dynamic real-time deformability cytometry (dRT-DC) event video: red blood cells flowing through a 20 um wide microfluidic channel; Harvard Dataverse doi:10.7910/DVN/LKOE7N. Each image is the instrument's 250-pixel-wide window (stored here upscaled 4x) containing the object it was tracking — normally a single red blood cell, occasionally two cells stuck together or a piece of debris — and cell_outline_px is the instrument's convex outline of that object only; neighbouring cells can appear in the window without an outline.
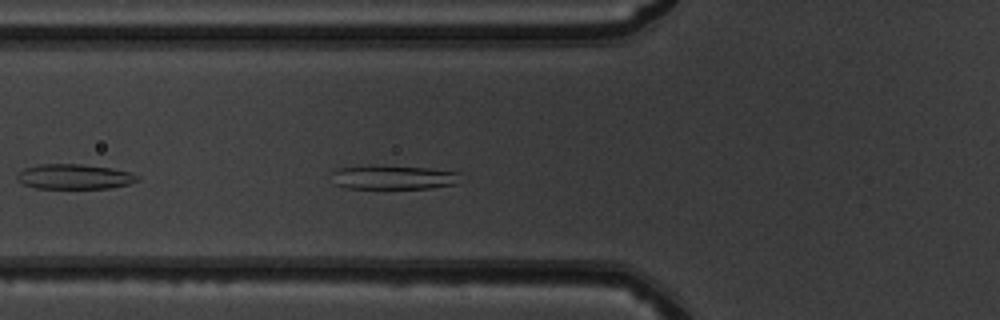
{"species": "common noctule bat (a hibernating species)", "species_latin": "Nyctalus noctula", "temperature_condition": "warm", "stored_images_in_passage": 28, "segment_of_instrument_passage": [1, 2], "camera_frame_rate_fps": 3000, "um_per_image_px": 0.085, "animal": {"sex": "male", "body_mass_g": 19.5, "forearm_length_mm": 54.6}, "frame": {"image": 1, "passage_image": 4, "time_ms": 1.0, "image_size_px": [1000, 320], "cell_outline_px": [[460, 172], [456, 184], [428, 188], [344, 188], [336, 184], [332, 172], [340, 168], [368, 164], [428, 168]], "centroid_in_image_um": [33.41, 15.05], "position_along_channel_um": 92.4, "area_um2": 18.09}}
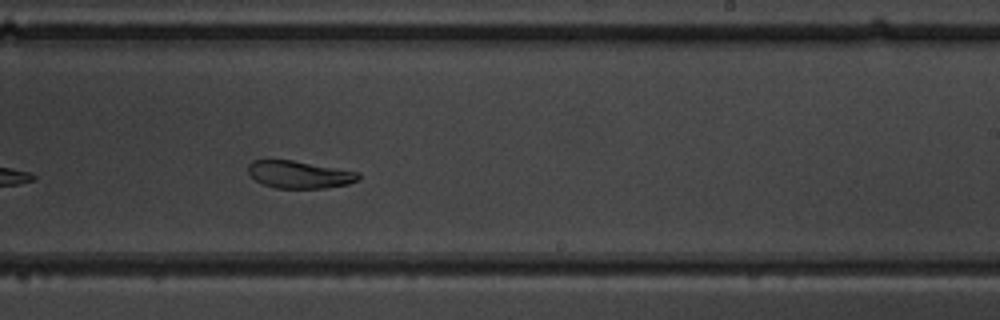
{"frame": {"image": 2, "passage_image": 17, "time_ms": 5.333, "image_size_px": [1000, 320], "cell_outline_px": [[360, 180], [348, 184], [324, 188], [276, 188], [264, 184], [256, 180], [248, 172], [248, 164], [252, 160], [292, 160], [360, 172]], "centroid_in_image_um": [25.47, 14.83], "position_along_channel_um": 263.5, "area_um2": 17.57}}
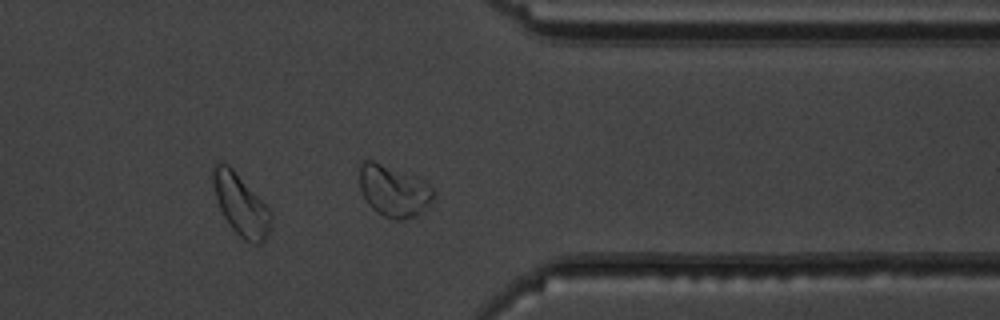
{"frame": {"image": 3, "passage_image": 26, "time_ms": 8.333, "image_size_px": [1000, 320], "cell_outline_px": [[272, 220], [268, 232], [264, 240], [260, 244], [252, 244], [244, 240], [232, 228], [224, 216], [220, 208], [212, 184], [212, 164], [228, 164], [232, 168], [272, 212]], "centroid_in_image_um": [20.47, 17.42], "position_along_channel_um": 390.9, "area_um2": 20.35}}